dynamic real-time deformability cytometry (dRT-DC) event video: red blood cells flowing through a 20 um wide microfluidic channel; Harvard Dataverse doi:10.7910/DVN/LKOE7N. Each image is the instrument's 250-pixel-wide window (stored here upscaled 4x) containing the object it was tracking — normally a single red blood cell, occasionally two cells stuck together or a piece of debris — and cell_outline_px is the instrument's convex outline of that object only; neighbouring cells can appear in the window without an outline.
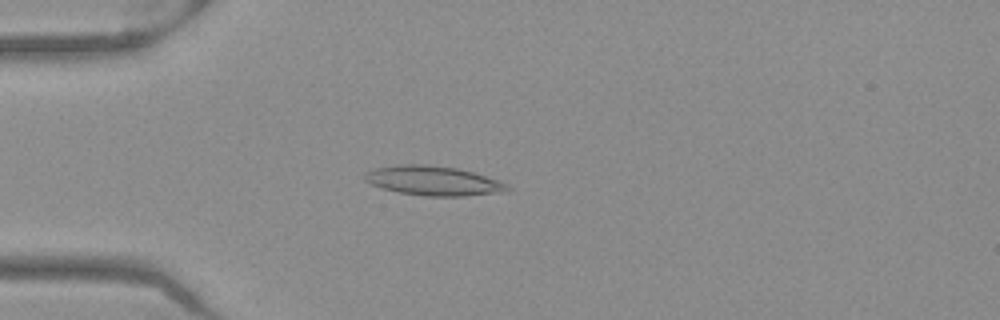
{"species": "Egyptian fruit bat (a non-hibernating species)", "species_latin": "Rousettus aegyptiacus", "temperature_condition": "warm", "stored_images_in_passage": 51, "camera_frame_rate_fps": 3000, "um_per_image_px": 0.085, "frame": {"image": 1, "passage_image": 14, "time_ms": 4.333, "image_size_px": [1000, 320], "cell_outline_px": [[512, 188], [508, 192], [464, 196], [424, 196], [400, 192], [380, 188], [364, 180], [364, 172], [372, 168], [404, 164], [424, 164], [456, 168], [472, 172], [508, 184]], "centroid_in_image_um": [36.82, 15.37], "position_along_channel_um": 48.2, "area_um2": 24.57}}
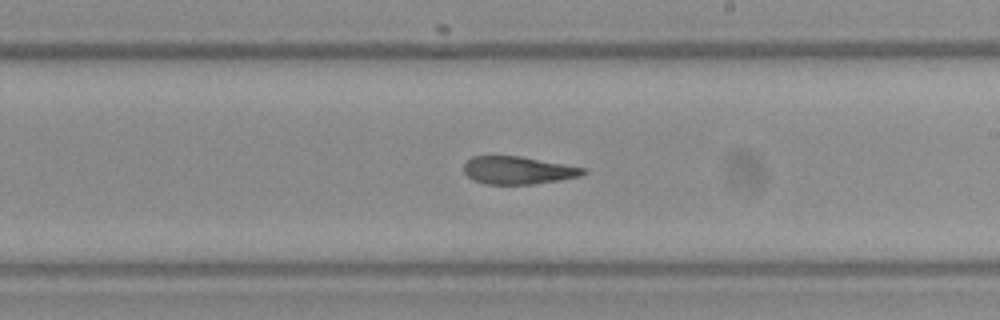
{"frame": {"image": 2, "passage_image": 30, "time_ms": 9.667, "image_size_px": [1000, 320], "cell_outline_px": [[588, 172], [580, 176], [560, 180], [532, 184], [484, 184], [472, 180], [464, 172], [464, 164], [472, 156], [520, 156], [588, 168]], "centroid_in_image_um": [44.06, 14.47], "position_along_channel_um": 244.9, "area_um2": 19.42}}
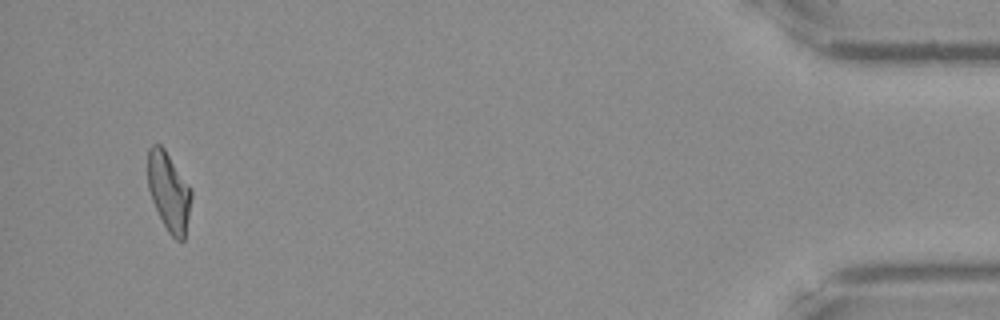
{"frame": {"image": 3, "passage_image": 49, "time_ms": 16.0, "image_size_px": [1000, 320], "cell_outline_px": [[192, 196], [184, 240], [176, 240], [168, 232], [152, 200], [148, 188], [148, 148], [152, 144], [160, 144], [164, 148], [192, 188]], "centroid_in_image_um": [14.36, 16.26], "position_along_channel_um": 420.8, "area_um2": 19.94}, "authors_computed_cell_mechanics": {"area_um2": 20.808, "velocity_mm_per_s": 3.9841, "shape_relaxation_time_tau1_ms": null, "shape_relaxation_time_tau2_ms": 3.8227, "deformation_change_tau1": null, "deformation_change_tau2": 0.1461}}